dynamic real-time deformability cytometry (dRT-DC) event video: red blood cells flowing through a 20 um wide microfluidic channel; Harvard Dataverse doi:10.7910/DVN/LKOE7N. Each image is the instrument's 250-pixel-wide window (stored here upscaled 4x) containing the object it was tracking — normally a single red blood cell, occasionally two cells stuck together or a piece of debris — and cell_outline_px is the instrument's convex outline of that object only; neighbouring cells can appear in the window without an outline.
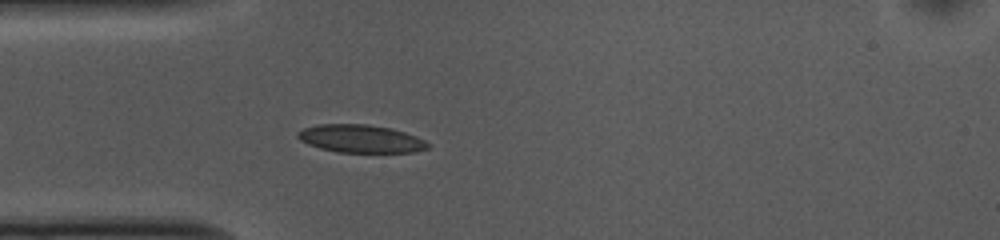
{"species": "common noctule bat (a hibernating species)", "species_latin": "Nyctalus noctula", "temperature_condition": "cold", "stored_images_in_passage": 19, "camera_frame_rate_fps": 3000, "um_per_image_px": 0.085, "animal": {"sex": "female", "body_mass_g": 10.0, "forearm_length_mm": 53.1}, "frame": {"image": 1, "passage_image": 6, "time_ms": 1.667, "image_size_px": [1000, 240], "cell_outline_px": [[432, 144], [428, 148], [416, 152], [336, 152], [320, 148], [308, 144], [300, 140], [296, 136], [296, 132], [304, 128], [316, 124], [368, 124], [392, 128], [416, 136]], "centroid_in_image_um": [30.66, 11.79], "position_along_channel_um": 54.3, "area_um2": 21.33}}
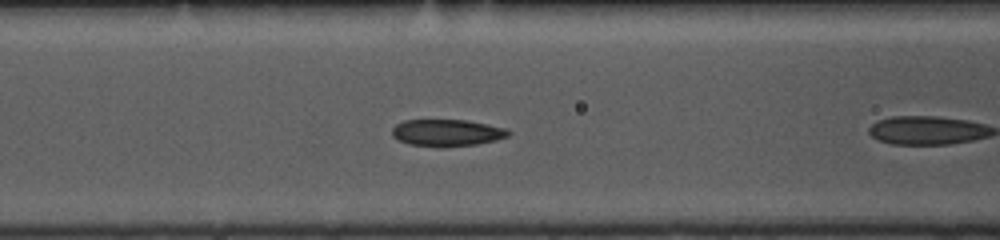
{"frame": {"image": 2, "passage_image": 9, "time_ms": 2.667, "image_size_px": [1000, 240], "cell_outline_px": [[512, 132], [508, 136], [496, 140], [476, 144], [444, 148], [440, 148], [408, 144], [396, 140], [392, 136], [392, 128], [396, 124], [404, 120], [464, 120], [508, 128]], "centroid_in_image_um": [37.97, 11.3], "position_along_channel_um": 128.6, "area_um2": 18.55}}